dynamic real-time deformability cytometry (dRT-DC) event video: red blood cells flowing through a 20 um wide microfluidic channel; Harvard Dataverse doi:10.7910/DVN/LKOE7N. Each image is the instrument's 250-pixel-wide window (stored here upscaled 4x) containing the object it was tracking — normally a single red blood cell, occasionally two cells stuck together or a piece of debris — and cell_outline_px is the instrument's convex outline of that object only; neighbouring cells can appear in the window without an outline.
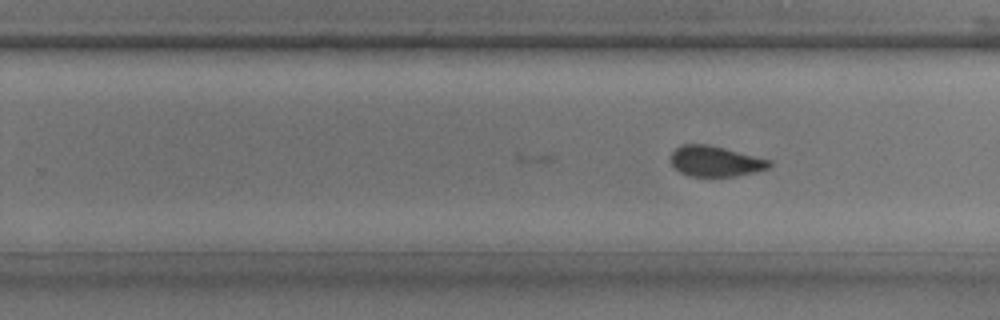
{"species": "common noctule bat (a hibernating species)", "species_latin": "Nyctalus noctula", "temperature_condition": "room temperature", "stored_images_in_passage": 23, "camera_frame_rate_fps": 3000, "um_per_image_px": 0.085, "animal": {"sex": "male", "body_mass_g": 17.9, "forearm_length_mm": 54.2}, "frame": {"image": 1, "passage_image": 12, "time_ms": 3.667, "image_size_px": [1000, 320], "cell_outline_px": [[772, 164], [768, 168], [756, 172], [736, 176], [692, 176], [680, 172], [672, 164], [672, 152], [680, 144], [708, 144], [772, 160]], "centroid_in_image_um": [60.83, 13.7], "position_along_channel_um": 269.0, "area_um2": 17.46}}
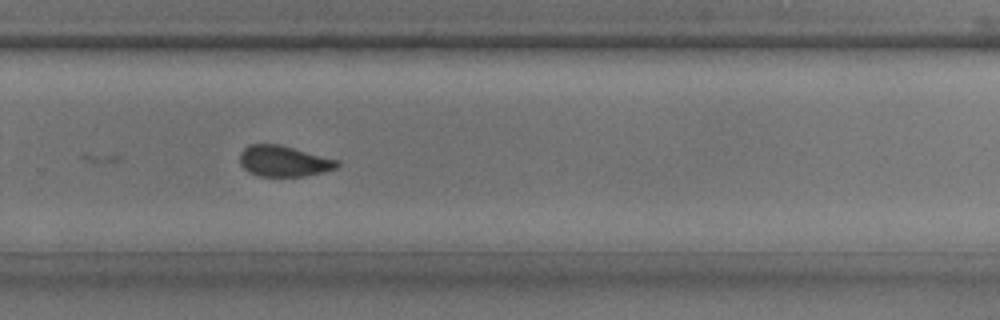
{"frame": {"image": 2, "passage_image": 14, "time_ms": 4.333, "image_size_px": [1000, 320], "cell_outline_px": [[340, 164], [336, 168], [304, 176], [256, 176], [248, 172], [240, 164], [240, 152], [248, 144], [280, 144], [340, 160]], "centroid_in_image_um": [24.1, 13.68], "position_along_channel_um": 305.7, "area_um2": 17.63}}
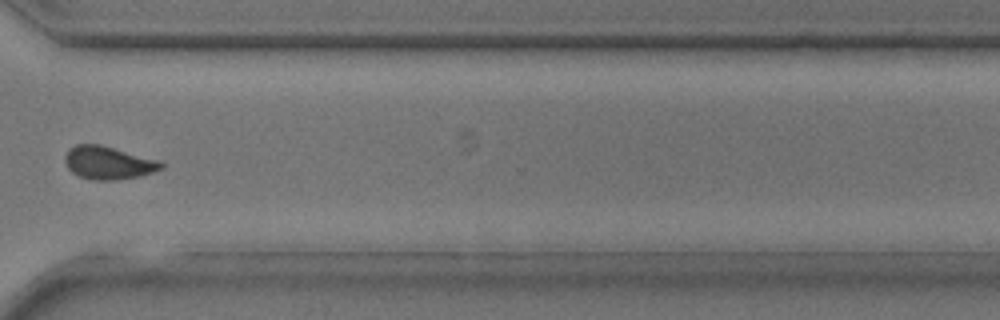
{"frame": {"image": 3, "passage_image": 17, "time_ms": 5.333, "image_size_px": [1000, 320], "cell_outline_px": [[164, 168], [140, 176], [116, 180], [92, 180], [80, 176], [72, 172], [68, 168], [64, 160], [64, 156], [68, 148], [76, 144], [100, 144], [160, 160], [164, 164]], "centroid_in_image_um": [9.2, 13.83], "position_along_channel_um": 361.4, "area_um2": 18.67}}